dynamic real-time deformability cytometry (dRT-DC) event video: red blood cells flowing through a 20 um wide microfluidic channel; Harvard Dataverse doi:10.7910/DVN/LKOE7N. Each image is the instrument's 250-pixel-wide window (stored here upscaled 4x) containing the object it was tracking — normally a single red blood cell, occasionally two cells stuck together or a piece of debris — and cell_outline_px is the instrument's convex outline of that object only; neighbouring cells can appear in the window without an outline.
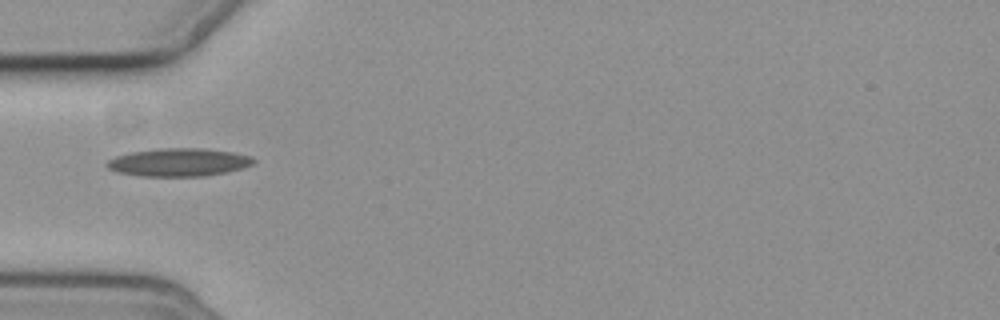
{"species": "common noctule bat (a hibernating species)", "species_latin": "Nyctalus noctula", "temperature_condition": "cold", "stored_images_in_passage": 5, "camera_frame_rate_fps": 3000, "um_per_image_px": 0.085, "animal": {"sex": "female", "body_mass_g": 19.3, "forearm_length_mm": 54.1}, "frame": {"image": 1, "passage_image": 1, "time_ms": 0.0, "image_size_px": [1000, 320], "cell_outline_px": [[256, 160], [252, 164], [244, 168], [224, 172], [200, 176], [140, 176], [116, 172], [108, 168], [104, 164], [108, 160], [116, 156], [128, 152], [164, 148], [204, 148], [232, 152], [252, 156]], "centroid_in_image_um": [15.17, 13.79], "position_along_channel_um": 69.8, "area_um2": 23.99}}
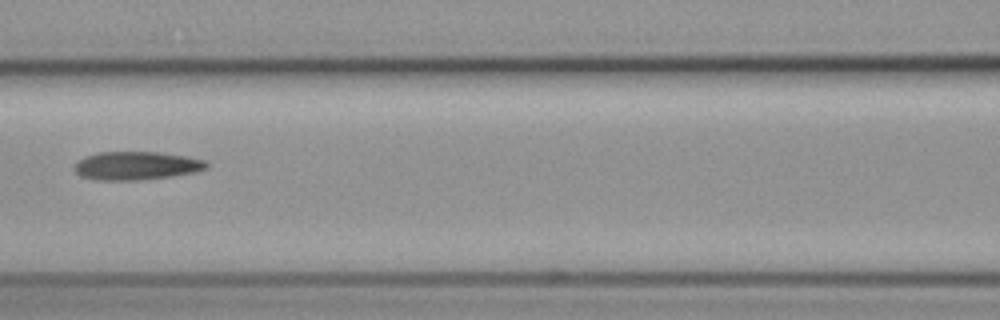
{"frame": {"image": 2, "passage_image": 3, "time_ms": 2.333, "image_size_px": [1000, 320], "cell_outline_px": [[208, 168], [196, 172], [172, 176], [140, 180], [96, 180], [80, 176], [76, 172], [76, 164], [84, 156], [100, 152], [156, 152], [188, 156], [208, 160]], "centroid_in_image_um": [11.66, 14.08], "position_along_channel_um": 154.9, "area_um2": 21.91}}
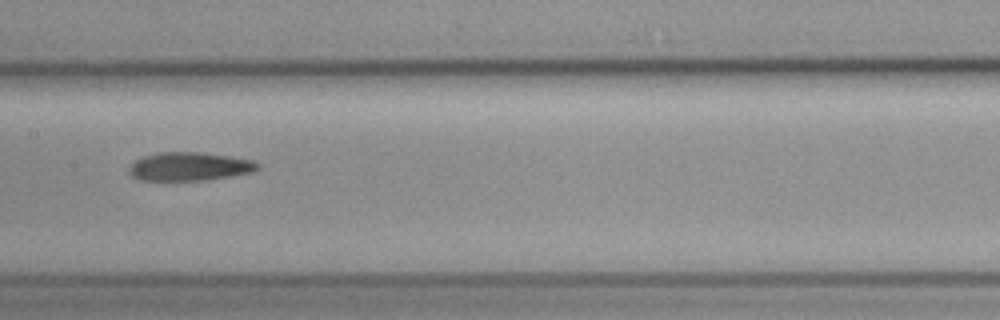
{"frame": {"image": 3, "passage_image": 4, "time_ms": 3.333, "image_size_px": [1000, 320], "cell_outline_px": [[260, 168], [252, 172], [208, 180], [140, 180], [132, 176], [128, 172], [128, 168], [136, 160], [144, 156], [160, 152], [196, 152], [252, 160], [260, 164]], "centroid_in_image_um": [16.09, 14.16], "position_along_channel_um": 191.3, "area_um2": 21.1}}